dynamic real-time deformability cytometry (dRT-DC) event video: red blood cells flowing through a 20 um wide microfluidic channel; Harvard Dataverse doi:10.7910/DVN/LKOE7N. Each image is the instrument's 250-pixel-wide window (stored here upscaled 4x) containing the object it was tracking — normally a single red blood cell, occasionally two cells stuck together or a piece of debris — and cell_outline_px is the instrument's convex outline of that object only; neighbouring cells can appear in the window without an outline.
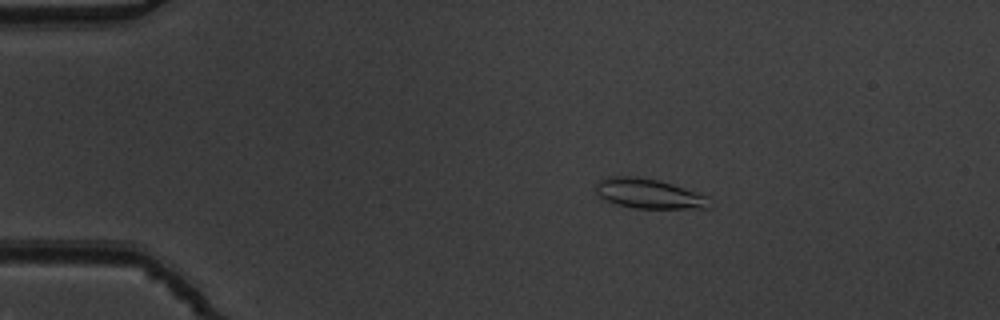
{"species": "common noctule bat (a hibernating species)", "species_latin": "Nyctalus noctula", "temperature_condition": "warm", "stored_images_in_passage": 54, "camera_frame_rate_fps": 3000, "um_per_image_px": 0.085, "animal": {"sex": "male", "body_mass_g": 19.5, "forearm_length_mm": 54.6}, "frame": {"image": 1, "passage_image": 11, "time_ms": 3.333, "image_size_px": [1000, 320], "cell_outline_px": [[712, 208], [632, 208], [616, 204], [604, 200], [596, 192], [596, 184], [600, 180], [608, 176], [636, 176], [660, 180], [704, 196]], "centroid_in_image_um": [55.06, 16.46], "position_along_channel_um": 29.9, "area_um2": 19.42}}
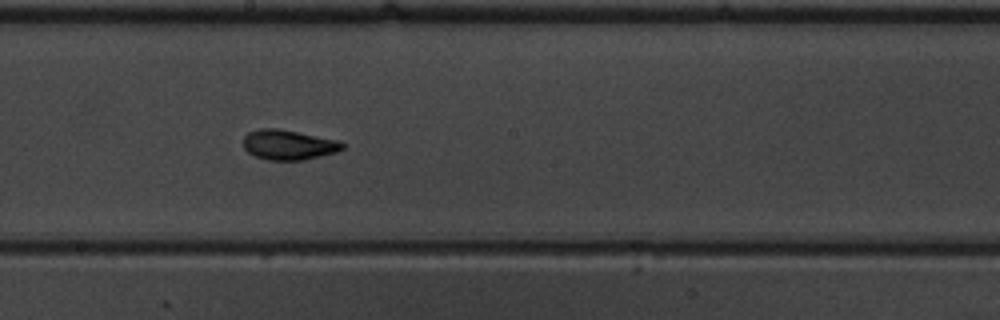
{"frame": {"image": 2, "passage_image": 31, "time_ms": 10.0, "image_size_px": [1000, 320], "cell_outline_px": [[344, 148], [336, 152], [304, 160], [268, 160], [256, 156], [248, 152], [244, 148], [244, 136], [248, 132], [260, 128], [276, 128], [340, 140], [344, 144]], "centroid_in_image_um": [24.53, 12.3], "position_along_channel_um": 223.7, "area_um2": 17.28}}
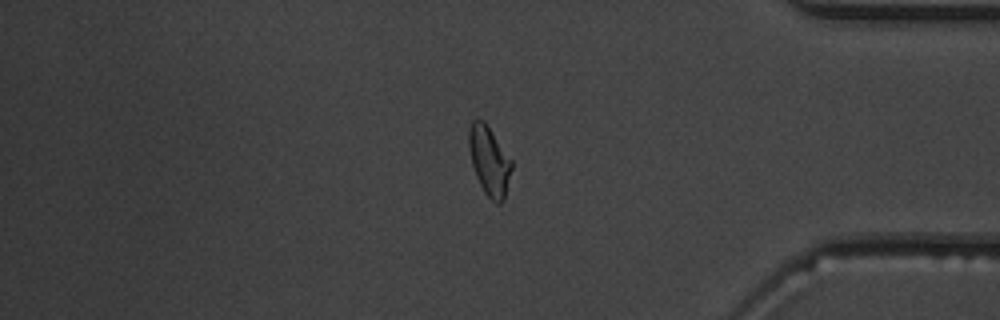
{"frame": {"image": 3, "passage_image": 46, "time_ms": 15.0, "image_size_px": [1000, 320], "cell_outline_px": [[512, 168], [504, 200], [500, 204], [496, 204], [484, 192], [476, 176], [472, 164], [468, 144], [468, 128], [472, 120], [484, 120], [512, 160]], "centroid_in_image_um": [41.58, 13.67], "position_along_channel_um": 393.6, "area_um2": 17.22}, "authors_computed_cell_mechanics": {"area_um2": 17.5712, "velocity_mm_per_s": 3.8471, "shape_relaxation_time_tau1_ms": 4.3398, "shape_relaxation_time_tau2_ms": 1.4372, "deformation_change_tau1": 0.1564, "deformation_change_tau2": 0.0623}}